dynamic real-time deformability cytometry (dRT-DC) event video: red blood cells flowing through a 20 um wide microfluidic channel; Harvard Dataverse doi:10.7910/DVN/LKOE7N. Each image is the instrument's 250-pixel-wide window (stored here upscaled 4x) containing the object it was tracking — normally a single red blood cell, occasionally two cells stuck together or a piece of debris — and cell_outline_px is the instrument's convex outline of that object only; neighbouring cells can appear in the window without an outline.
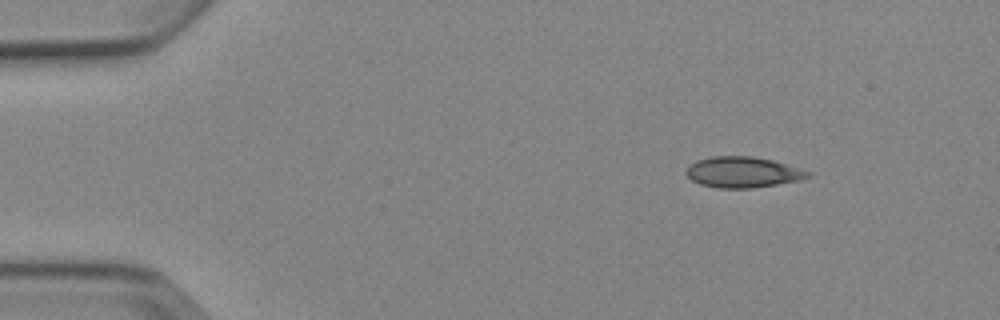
{"species": "Egyptian fruit bat (a non-hibernating species)", "species_latin": "Rousettus aegyptiacus", "temperature_condition": "cold", "stored_images_in_passage": 5, "camera_frame_rate_fps": 3000, "um_per_image_px": 0.085, "animal": {"sex": "female"}, "frame": {"image": 1, "passage_image": 1, "time_ms": 0.0, "image_size_px": [1000, 320], "cell_outline_px": [[812, 176], [800, 180], [752, 188], [716, 188], [700, 184], [692, 180], [684, 172], [696, 160], [712, 156], [752, 156], [772, 160], [812, 172]], "centroid_in_image_um": [63.14, 14.64], "position_along_channel_um": 21.9, "area_um2": 21.79}}
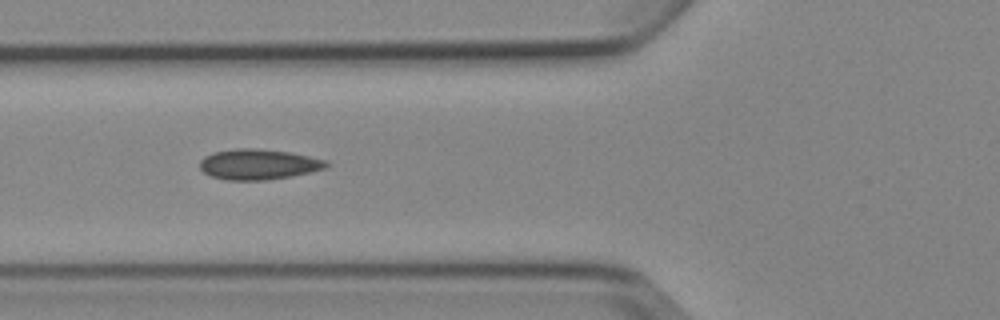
{"frame": {"image": 2, "passage_image": 4, "time_ms": 4.333, "image_size_px": [1000, 320], "cell_outline_px": [[332, 164], [324, 168], [292, 176], [268, 180], [228, 180], [212, 176], [204, 172], [200, 168], [200, 160], [204, 156], [212, 152], [236, 148], [256, 148], [288, 152], [328, 160]], "centroid_in_image_um": [21.97, 13.96], "position_along_channel_um": 103.8, "area_um2": 22.48}}
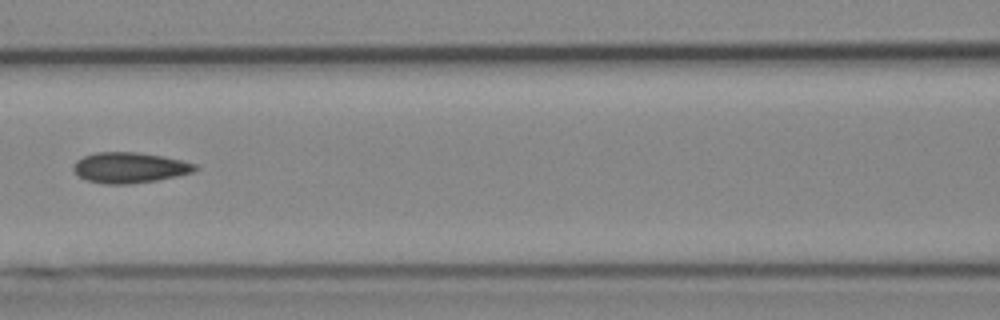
{"frame": {"image": 3, "passage_image": 5, "time_ms": 5.667, "image_size_px": [1000, 320], "cell_outline_px": [[200, 168], [192, 172], [176, 176], [156, 180], [132, 184], [104, 184], [84, 180], [72, 168], [76, 160], [84, 156], [96, 152], [136, 152], [160, 156], [180, 160], [196, 164]], "centroid_in_image_um": [10.99, 14.25], "position_along_channel_um": 155.6, "area_um2": 21.62}}